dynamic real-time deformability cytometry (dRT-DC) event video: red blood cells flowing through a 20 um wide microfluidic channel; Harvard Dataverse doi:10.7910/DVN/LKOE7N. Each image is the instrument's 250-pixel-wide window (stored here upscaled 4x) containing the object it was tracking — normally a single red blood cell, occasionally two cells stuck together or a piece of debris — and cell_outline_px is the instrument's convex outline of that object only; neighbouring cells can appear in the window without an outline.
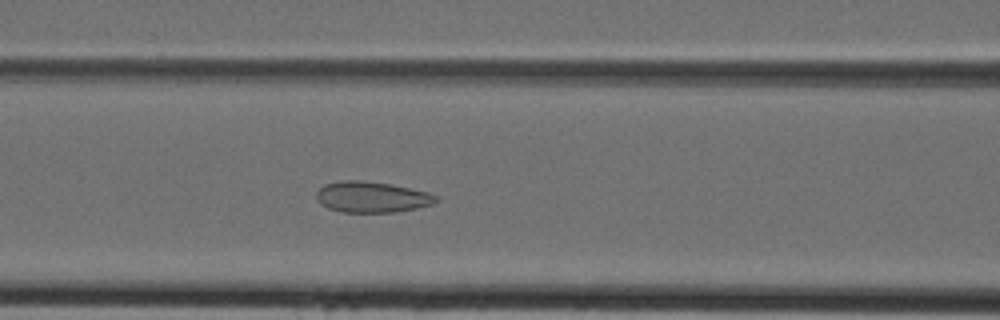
{"species": "Egyptian fruit bat (a non-hibernating species)", "species_latin": "Rousettus aegyptiacus", "temperature_condition": "cold", "stored_images_in_passage": 31, "camera_frame_rate_fps": 3000, "um_per_image_px": 0.085, "animal": {"sex": "female"}, "frame": {"image": 1, "passage_image": 6, "time_ms": 1.667, "image_size_px": [1000, 320], "cell_outline_px": [[440, 200], [432, 204], [416, 208], [396, 212], [340, 212], [328, 208], [320, 204], [316, 200], [316, 192], [324, 184], [344, 180], [360, 180], [392, 184], [428, 192], [436, 196]], "centroid_in_image_um": [31.58, 16.75], "position_along_channel_um": 135.0, "area_um2": 21.68}}
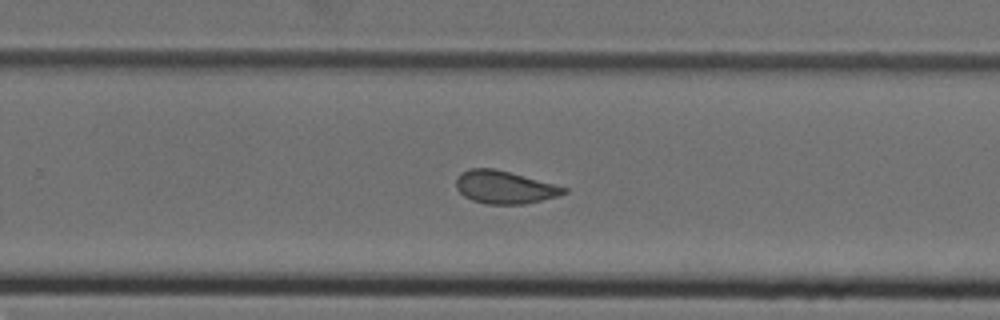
{"frame": {"image": 2, "passage_image": 16, "time_ms": 5.0, "image_size_px": [1000, 320], "cell_outline_px": [[568, 192], [560, 196], [524, 204], [484, 204], [472, 200], [464, 196], [456, 188], [456, 176], [460, 172], [468, 168], [492, 168], [508, 172], [568, 188]], "centroid_in_image_um": [42.85, 15.92], "position_along_channel_um": 287.0, "area_um2": 20.58}}
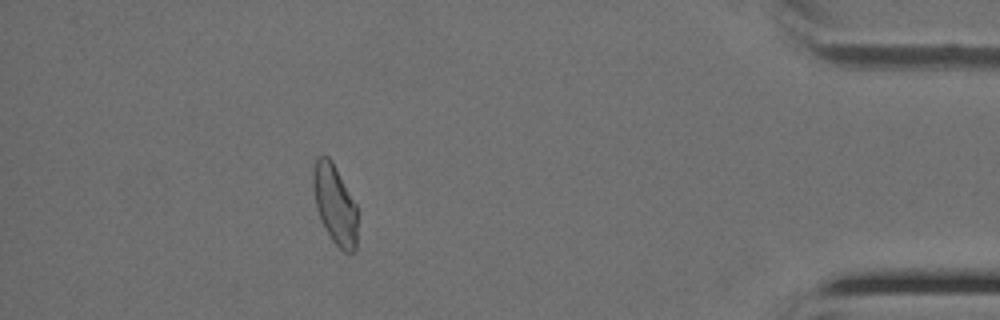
{"frame": {"image": 3, "passage_image": 27, "time_ms": 8.667, "image_size_px": [1000, 320], "cell_outline_px": [[356, 252], [344, 252], [332, 240], [320, 220], [316, 208], [312, 184], [312, 168], [316, 156], [328, 156], [332, 160], [356, 204]], "centroid_in_image_um": [28.43, 17.33], "position_along_channel_um": 406.8, "area_um2": 20.63}}